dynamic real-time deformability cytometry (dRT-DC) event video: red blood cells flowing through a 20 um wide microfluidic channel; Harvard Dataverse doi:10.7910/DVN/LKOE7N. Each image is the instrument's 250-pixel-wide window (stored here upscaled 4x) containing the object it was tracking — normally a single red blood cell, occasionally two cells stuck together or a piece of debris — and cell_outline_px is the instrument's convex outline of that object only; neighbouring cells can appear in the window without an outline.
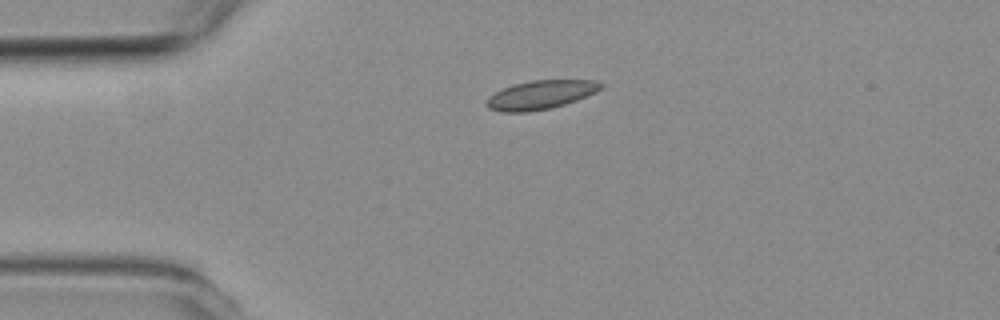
{"species": "common noctule bat (a hibernating species)", "species_latin": "Nyctalus noctula", "temperature_condition": "room temperature", "stored_images_in_passage": 2, "camera_frame_rate_fps": 3000, "um_per_image_px": 0.085, "animal": {"sex": "female", "body_mass_g": 19.3, "forearm_length_mm": 54.1}, "frame": {"image": 1, "passage_image": 1, "time_ms": 0.0, "image_size_px": [1000, 320], "cell_outline_px": [[604, 84], [596, 92], [576, 100], [552, 108], [528, 112], [500, 112], [488, 108], [488, 96], [504, 88], [528, 80], [596, 80]], "centroid_in_image_um": [45.97, 8.06], "position_along_channel_um": 39.0, "area_um2": 19.02}}
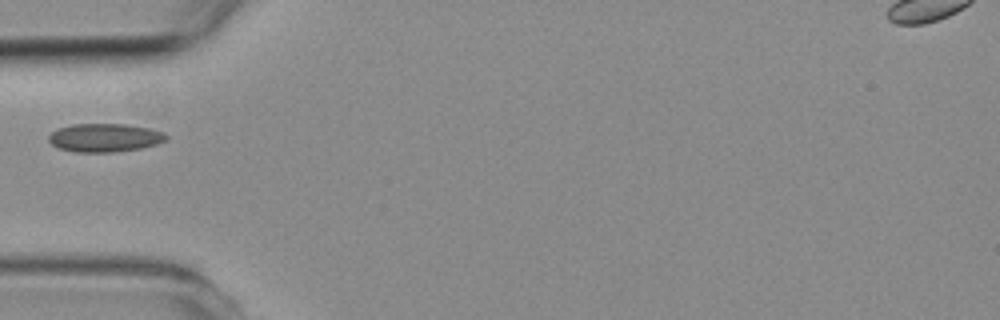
{"frame": {"image": 2, "passage_image": 2, "time_ms": 1.667, "image_size_px": [1000, 320], "cell_outline_px": [[168, 136], [164, 140], [156, 144], [140, 148], [116, 152], [76, 152], [60, 148], [52, 144], [48, 140], [48, 136], [52, 132], [60, 128], [72, 124], [124, 124], [152, 128], [164, 132]], "centroid_in_image_um": [8.92, 11.7], "position_along_channel_um": 76.1, "area_um2": 19.36}}